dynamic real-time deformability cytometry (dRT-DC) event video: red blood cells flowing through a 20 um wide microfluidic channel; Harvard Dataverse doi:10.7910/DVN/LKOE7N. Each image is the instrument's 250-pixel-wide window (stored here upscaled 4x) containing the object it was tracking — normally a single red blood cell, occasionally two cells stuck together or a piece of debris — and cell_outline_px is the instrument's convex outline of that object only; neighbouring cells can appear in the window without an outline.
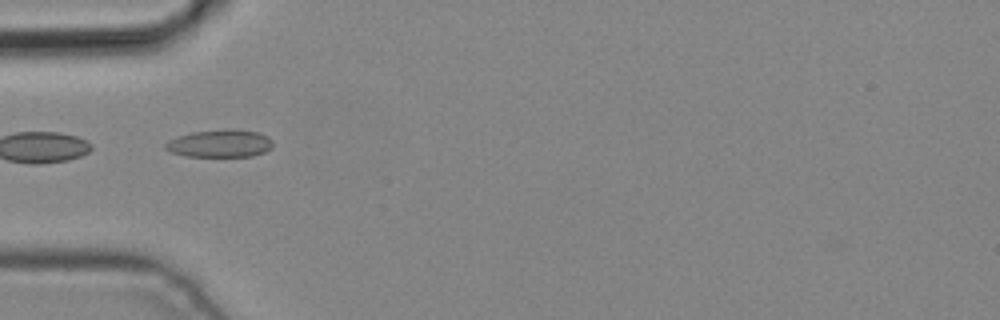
{"species": "common noctule bat (a hibernating species)", "species_latin": "Nyctalus noctula", "temperature_condition": "cold", "stored_images_in_passage": 3, "camera_frame_rate_fps": 3000, "um_per_image_px": 0.085, "animal": {"sex": "male", "body_mass_g": 19.2, "forearm_length_mm": 51.8}, "frame": {"image": 1, "passage_image": 3, "time_ms": 0.667, "image_size_px": [1000, 320], "cell_outline_px": [[272, 148], [264, 152], [252, 156], [184, 156], [172, 152], [164, 148], [164, 144], [168, 140], [176, 136], [192, 132], [224, 128], [232, 128], [256, 132], [268, 136], [272, 140]], "centroid_in_image_um": [18.68, 12.18], "position_along_channel_um": 66.3, "area_um2": 17.51}}